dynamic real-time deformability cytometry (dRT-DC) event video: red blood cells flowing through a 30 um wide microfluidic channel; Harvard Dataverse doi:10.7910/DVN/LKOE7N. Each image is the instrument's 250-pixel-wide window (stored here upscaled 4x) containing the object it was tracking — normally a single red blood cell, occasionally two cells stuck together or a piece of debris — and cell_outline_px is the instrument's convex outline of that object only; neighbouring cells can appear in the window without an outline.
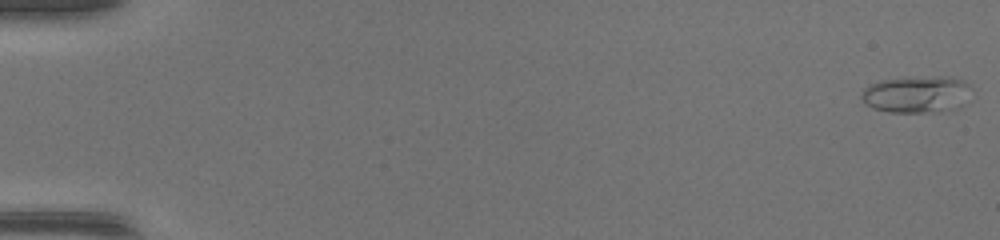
{"species": "common noctule bat (a hibernating species)", "species_latin": "Nyctalus noctula", "temperature_condition": "warm", "stored_images_in_passage": 47, "camera_frame_rate_fps": 3000, "um_per_image_px": 0.085, "animal": {"sex": "female", "body_mass_g": 17.0, "forearm_length_mm": 48.0}, "frame": {"image": 1, "passage_image": 1, "time_ms": 0.0, "image_size_px": [1000, 240], "cell_outline_px": [[968, 84], [964, 104], [960, 108], [924, 112], [892, 112], [872, 108], [860, 96], [864, 88], [880, 80], [940, 76], [964, 80]], "centroid_in_image_um": [77.88, 8.02], "position_along_channel_um": 7.1, "area_um2": 22.95}}
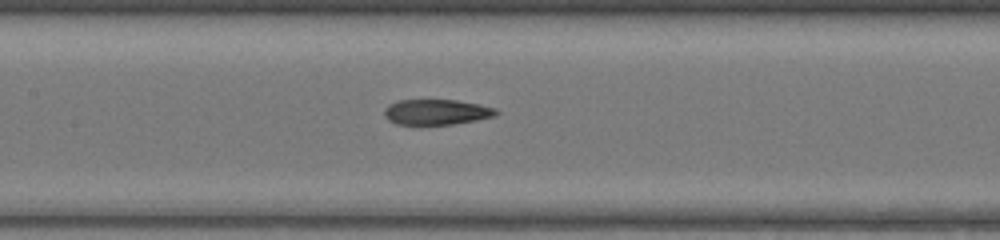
{"frame": {"image": 2, "passage_image": 24, "time_ms": 7.667, "image_size_px": [1000, 240], "cell_outline_px": [[500, 112], [496, 116], [476, 120], [452, 124], [396, 124], [388, 120], [384, 116], [384, 108], [388, 104], [400, 100], [456, 100], [480, 104], [496, 108]], "centroid_in_image_um": [37.11, 9.52], "position_along_channel_um": 170.3, "area_um2": 16.65}}
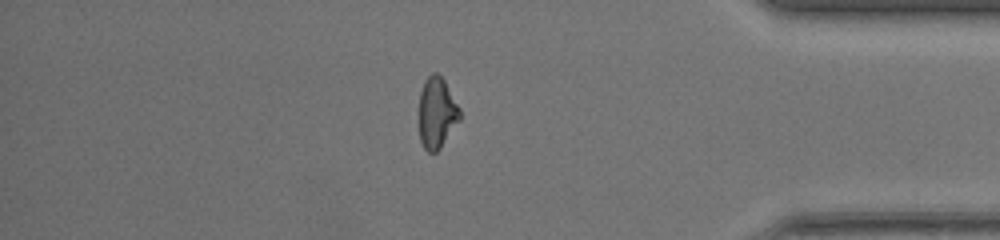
{"frame": {"image": 3, "passage_image": 41, "time_ms": 13.333, "image_size_px": [1000, 240], "cell_outline_px": [[460, 120], [440, 148], [436, 152], [428, 152], [424, 148], [420, 140], [420, 92], [424, 80], [432, 72], [436, 72], [444, 80], [460, 108]], "centroid_in_image_um": [37.14, 9.58], "position_along_channel_um": 398.1, "area_um2": 16.76}}